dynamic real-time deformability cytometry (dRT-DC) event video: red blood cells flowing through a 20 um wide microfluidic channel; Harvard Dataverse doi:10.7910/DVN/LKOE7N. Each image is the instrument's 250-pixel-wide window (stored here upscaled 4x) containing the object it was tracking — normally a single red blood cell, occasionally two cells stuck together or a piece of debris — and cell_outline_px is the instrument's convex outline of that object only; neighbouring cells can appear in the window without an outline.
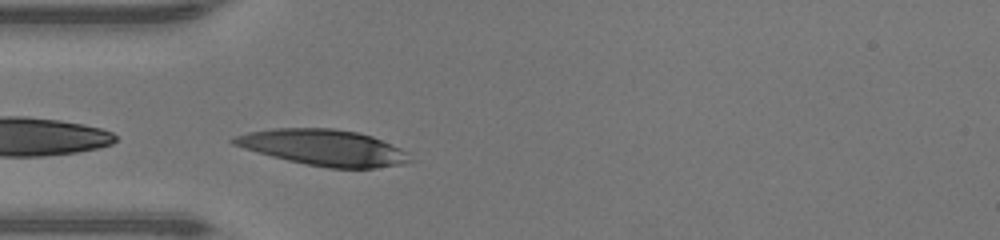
{"species": "human", "species_latin": "Homo sapiens", "temperature_condition": "warm", "stored_images_in_passage": 26, "camera_frame_rate_fps": 3000, "um_per_image_px": 0.085, "donor": {"sex": "male"}, "frame": {"image": 1, "passage_image": 1, "time_ms": 0.0, "image_size_px": [1000, 240], "cell_outline_px": [[412, 160], [400, 164], [376, 168], [328, 168], [304, 164], [272, 156], [244, 148], [232, 144], [228, 140], [236, 136], [248, 132], [272, 128], [332, 128], [356, 132], [372, 136], [400, 148], [408, 152]], "centroid_in_image_um": [27.49, 12.54], "position_along_channel_um": 57.5, "area_um2": 36.82}}
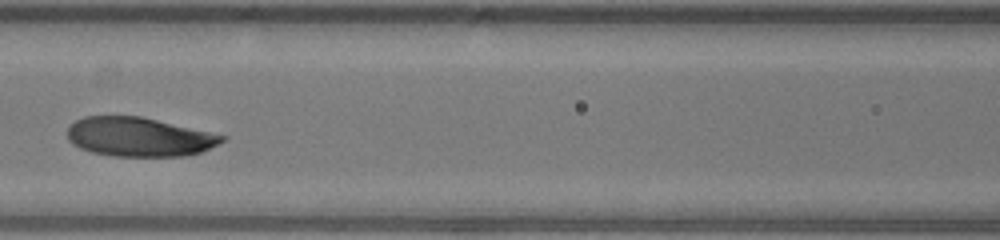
{"frame": {"image": 2, "passage_image": 8, "time_ms": 2.333, "image_size_px": [1000, 240], "cell_outline_px": [[228, 136], [224, 140], [200, 152], [184, 156], [112, 156], [92, 152], [80, 148], [72, 144], [68, 140], [68, 128], [76, 120], [84, 116], [140, 116]], "centroid_in_image_um": [11.79, 11.64], "position_along_channel_um": 154.8, "area_um2": 35.03}}
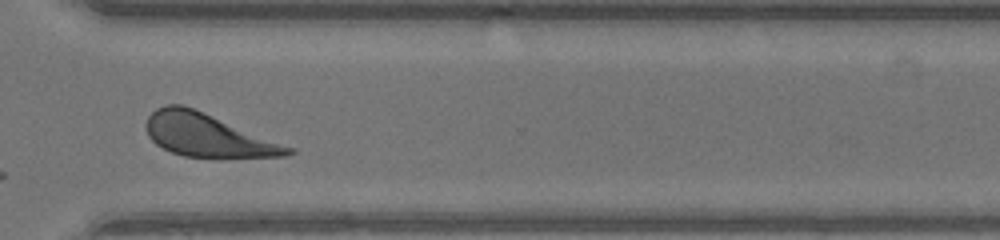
{"frame": {"image": 3, "passage_image": 22, "time_ms": 7.0, "image_size_px": [1000, 240], "cell_outline_px": [[296, 152], [284, 156], [212, 160], [184, 156], [172, 152], [156, 144], [148, 136], [144, 128], [144, 124], [148, 116], [156, 108], [164, 104], [184, 104], [292, 148]], "centroid_in_image_um": [17.59, 11.53], "position_along_channel_um": 353.0, "area_um2": 36.13}, "authors_computed_cell_mechanics": {"area_um2": 35.8649, "velocity_mm_per_s": 4.2612, "shape_relaxation_time_tau1_ms": 1.9497, "shape_relaxation_time_tau2_ms": 11.0903, "deformation_change_tau1": 0.1271, "deformation_change_tau2": 0.2775}}